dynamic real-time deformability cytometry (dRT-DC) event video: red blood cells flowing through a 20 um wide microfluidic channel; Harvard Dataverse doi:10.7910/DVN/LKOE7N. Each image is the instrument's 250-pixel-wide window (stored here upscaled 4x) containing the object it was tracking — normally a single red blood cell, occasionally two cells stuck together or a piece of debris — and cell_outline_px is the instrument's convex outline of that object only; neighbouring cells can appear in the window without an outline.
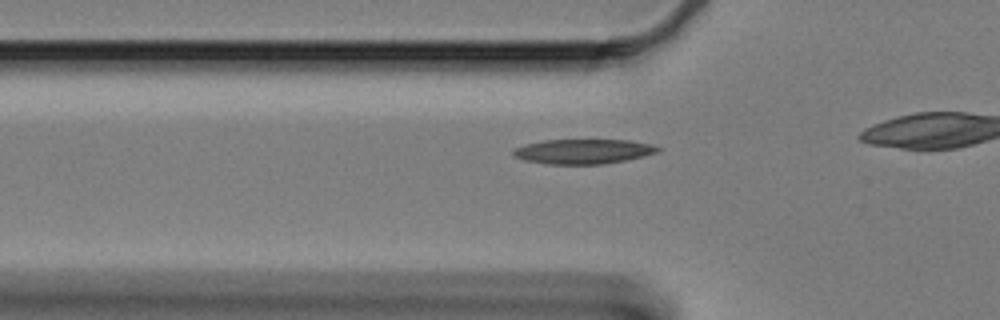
{"species": "Egyptian fruit bat (a non-hibernating species)", "species_latin": "Rousettus aegyptiacus", "temperature_condition": "cold", "stored_images_in_passage": 12, "camera_frame_rate_fps": 3000, "um_per_image_px": 0.085, "animal": {"sex": "female"}, "frame": {"image": 1, "passage_image": 6, "time_ms": 1.667, "image_size_px": [1000, 320], "cell_outline_px": [[664, 148], [660, 152], [644, 156], [624, 160], [600, 164], [548, 164], [524, 160], [516, 156], [512, 152], [512, 148], [524, 144], [540, 140], [628, 140], [652, 144]], "centroid_in_image_um": [49.59, 12.86], "position_along_channel_um": 76.2, "area_um2": 20.98}}
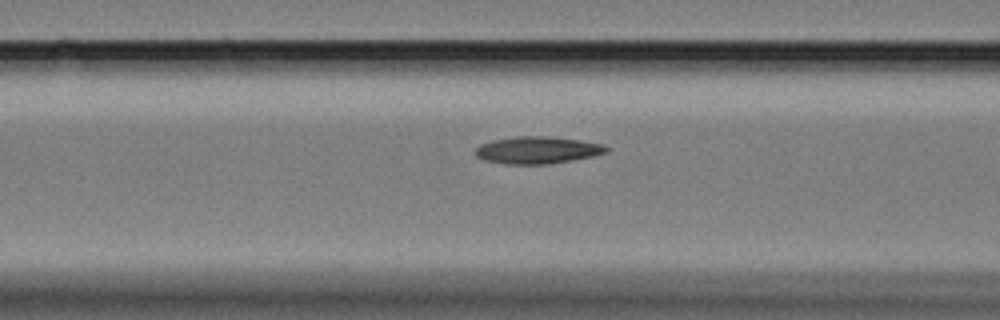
{"frame": {"image": 2, "passage_image": 10, "time_ms": 3.0, "image_size_px": [1000, 320], "cell_outline_px": [[608, 152], [592, 156], [548, 164], [504, 164], [484, 160], [476, 156], [476, 148], [480, 144], [492, 140], [516, 136], [544, 136], [580, 140], [600, 144], [608, 148]], "centroid_in_image_um": [45.63, 12.76], "position_along_channel_um": 121.0, "area_um2": 20.52}}